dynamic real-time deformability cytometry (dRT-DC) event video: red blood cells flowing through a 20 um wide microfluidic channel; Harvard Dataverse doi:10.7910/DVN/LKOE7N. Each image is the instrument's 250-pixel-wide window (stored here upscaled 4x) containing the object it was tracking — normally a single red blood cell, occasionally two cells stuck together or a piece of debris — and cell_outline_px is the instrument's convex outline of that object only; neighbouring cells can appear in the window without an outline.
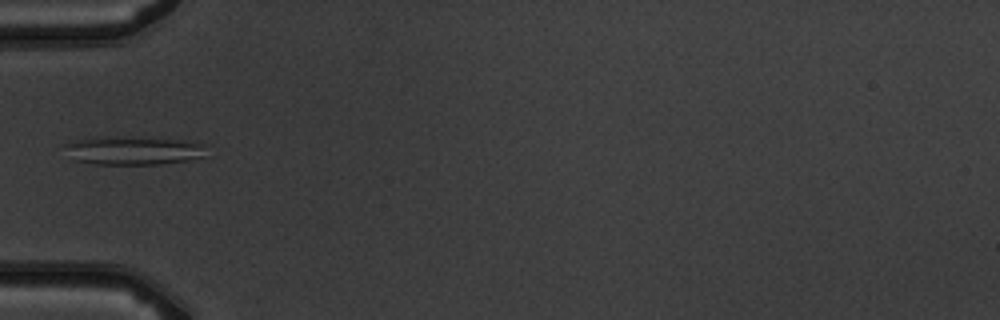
{"species": "common noctule bat (a hibernating species)", "species_latin": "Nyctalus noctula", "temperature_condition": "warm", "stored_images_in_passage": 4, "camera_frame_rate_fps": 3000, "um_per_image_px": 0.085, "animal": {"sex": "male", "body_mass_g": 19.5, "forearm_length_mm": 54.6}, "frame": {"image": 1, "passage_image": 4, "time_ms": 3.333, "image_size_px": [1000, 320], "cell_outline_px": [[204, 156], [188, 160], [160, 164], [96, 164], [72, 160], [64, 144], [80, 140], [100, 136], [188, 140], [204, 144]], "centroid_in_image_um": [11.34, 12.8], "position_along_channel_um": 73.7, "area_um2": 23.24}}